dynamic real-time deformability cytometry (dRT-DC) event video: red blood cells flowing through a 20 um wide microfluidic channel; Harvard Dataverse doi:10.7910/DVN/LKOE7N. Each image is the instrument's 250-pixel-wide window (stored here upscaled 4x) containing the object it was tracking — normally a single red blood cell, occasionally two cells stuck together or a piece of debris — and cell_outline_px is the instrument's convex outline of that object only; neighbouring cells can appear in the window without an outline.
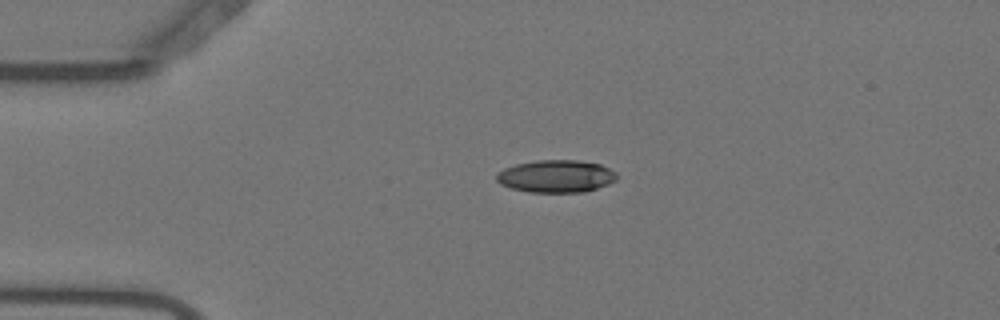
{"species": "Egyptian fruit bat (a non-hibernating species)", "species_latin": "Rousettus aegyptiacus", "temperature_condition": "warm", "stored_images_in_passage": 43, "camera_frame_rate_fps": 3000, "um_per_image_px": 0.085, "animal": {"sex": "female"}, "frame": {"image": 1, "passage_image": 1, "time_ms": 0.0, "image_size_px": [1000, 320], "cell_outline_px": [[616, 180], [608, 184], [584, 192], [528, 192], [512, 188], [500, 184], [496, 180], [496, 172], [504, 168], [516, 164], [536, 160], [580, 160], [600, 164], [616, 172]], "centroid_in_image_um": [47.24, 14.97], "position_along_channel_um": 37.8, "area_um2": 22.83}}
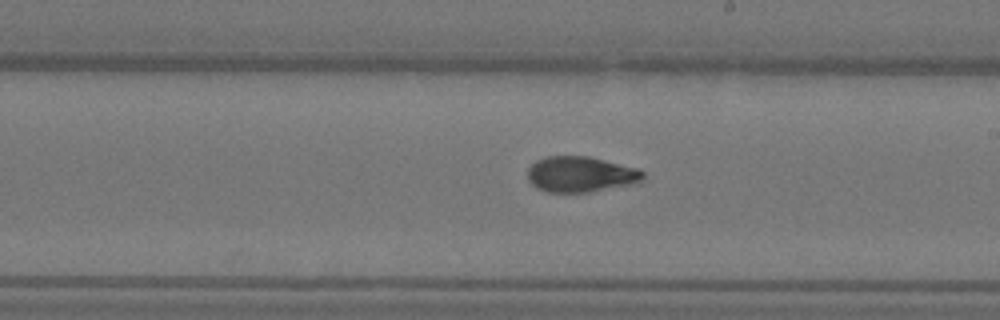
{"frame": {"image": 2, "passage_image": 20, "time_ms": 6.333, "image_size_px": [1000, 320], "cell_outline_px": [[644, 176], [640, 184], [588, 192], [548, 192], [536, 188], [528, 180], [528, 168], [536, 160], [548, 156], [588, 156], [640, 168], [644, 172]], "centroid_in_image_um": [49.41, 14.82], "position_along_channel_um": 239.6, "area_um2": 24.39}}
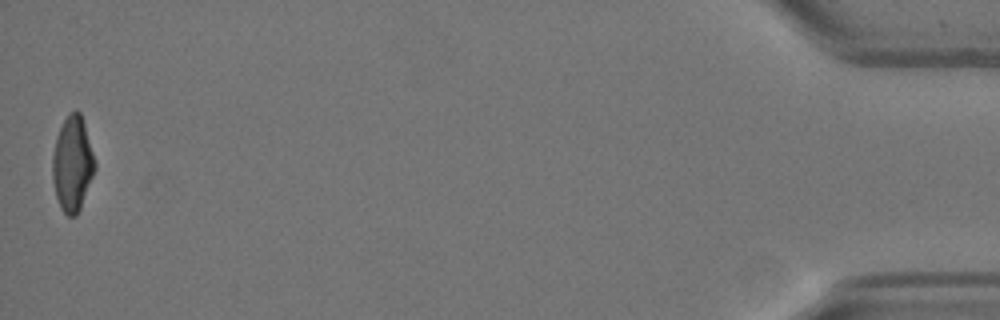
{"frame": {"image": 3, "passage_image": 43, "time_ms": 14.0, "image_size_px": [1000, 320], "cell_outline_px": [[96, 168], [80, 208], [76, 216], [68, 216], [60, 208], [56, 196], [52, 180], [52, 156], [56, 136], [68, 112], [76, 108], [80, 112], [84, 124], [96, 164]], "centroid_in_image_um": [6.14, 13.91], "position_along_channel_um": 429.1, "area_um2": 23.47}, "authors_computed_cell_mechanics": {"area_um2": 23.9292, "velocity_mm_per_s": 3.7015, "shape_relaxation_time_tau1_ms": 6.5778, "shape_relaxation_time_tau2_ms": 1.6916, "deformation_change_tau1": 0.2375, "deformation_change_tau2": 0.0758}}